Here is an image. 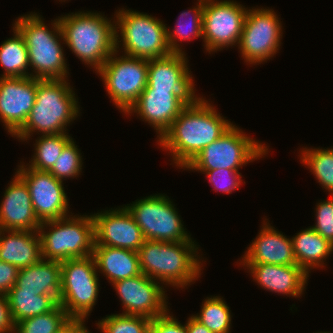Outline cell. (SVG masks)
<instances>
[{
	"label": "cell",
	"instance_id": "1",
	"mask_svg": "<svg viewBox=\"0 0 333 333\" xmlns=\"http://www.w3.org/2000/svg\"><path fill=\"white\" fill-rule=\"evenodd\" d=\"M233 124L216 111L205 98L197 97L157 140L184 169L207 145L220 138Z\"/></svg>",
	"mask_w": 333,
	"mask_h": 333
},
{
	"label": "cell",
	"instance_id": "2",
	"mask_svg": "<svg viewBox=\"0 0 333 333\" xmlns=\"http://www.w3.org/2000/svg\"><path fill=\"white\" fill-rule=\"evenodd\" d=\"M194 242L145 240L138 250L141 272L161 284L186 287L198 279L202 270L199 247Z\"/></svg>",
	"mask_w": 333,
	"mask_h": 333
},
{
	"label": "cell",
	"instance_id": "3",
	"mask_svg": "<svg viewBox=\"0 0 333 333\" xmlns=\"http://www.w3.org/2000/svg\"><path fill=\"white\" fill-rule=\"evenodd\" d=\"M66 79H37L36 99L24 126L14 135L26 141L33 132L67 133V125L79 114L78 100ZM77 100V101H76Z\"/></svg>",
	"mask_w": 333,
	"mask_h": 333
},
{
	"label": "cell",
	"instance_id": "4",
	"mask_svg": "<svg viewBox=\"0 0 333 333\" xmlns=\"http://www.w3.org/2000/svg\"><path fill=\"white\" fill-rule=\"evenodd\" d=\"M100 14L81 11L58 18L63 43L96 72L115 51V21Z\"/></svg>",
	"mask_w": 333,
	"mask_h": 333
},
{
	"label": "cell",
	"instance_id": "5",
	"mask_svg": "<svg viewBox=\"0 0 333 333\" xmlns=\"http://www.w3.org/2000/svg\"><path fill=\"white\" fill-rule=\"evenodd\" d=\"M39 14L30 13L16 19L14 26L23 35L28 48L30 76L37 79H67V62L61 41H64L59 19L52 22V31Z\"/></svg>",
	"mask_w": 333,
	"mask_h": 333
},
{
	"label": "cell",
	"instance_id": "6",
	"mask_svg": "<svg viewBox=\"0 0 333 333\" xmlns=\"http://www.w3.org/2000/svg\"><path fill=\"white\" fill-rule=\"evenodd\" d=\"M115 16V51L119 52L122 45L125 55L148 60L172 53L167 44V26L160 19L123 8Z\"/></svg>",
	"mask_w": 333,
	"mask_h": 333
},
{
	"label": "cell",
	"instance_id": "7",
	"mask_svg": "<svg viewBox=\"0 0 333 333\" xmlns=\"http://www.w3.org/2000/svg\"><path fill=\"white\" fill-rule=\"evenodd\" d=\"M49 227V231L44 229ZM42 259L63 262L93 255L94 221L90 214L41 222L38 229Z\"/></svg>",
	"mask_w": 333,
	"mask_h": 333
},
{
	"label": "cell",
	"instance_id": "8",
	"mask_svg": "<svg viewBox=\"0 0 333 333\" xmlns=\"http://www.w3.org/2000/svg\"><path fill=\"white\" fill-rule=\"evenodd\" d=\"M268 152L265 144L232 125L220 138L203 148L185 168L203 173L222 168L239 171L244 164L260 159Z\"/></svg>",
	"mask_w": 333,
	"mask_h": 333
},
{
	"label": "cell",
	"instance_id": "9",
	"mask_svg": "<svg viewBox=\"0 0 333 333\" xmlns=\"http://www.w3.org/2000/svg\"><path fill=\"white\" fill-rule=\"evenodd\" d=\"M93 255L61 262L59 304L70 318L86 319L99 294V277Z\"/></svg>",
	"mask_w": 333,
	"mask_h": 333
},
{
	"label": "cell",
	"instance_id": "10",
	"mask_svg": "<svg viewBox=\"0 0 333 333\" xmlns=\"http://www.w3.org/2000/svg\"><path fill=\"white\" fill-rule=\"evenodd\" d=\"M116 55L114 51L97 73L113 103L126 113L147 86L148 59Z\"/></svg>",
	"mask_w": 333,
	"mask_h": 333
},
{
	"label": "cell",
	"instance_id": "11",
	"mask_svg": "<svg viewBox=\"0 0 333 333\" xmlns=\"http://www.w3.org/2000/svg\"><path fill=\"white\" fill-rule=\"evenodd\" d=\"M168 196L150 195L125 207L140 227L146 240L193 241L184 229L180 215Z\"/></svg>",
	"mask_w": 333,
	"mask_h": 333
},
{
	"label": "cell",
	"instance_id": "12",
	"mask_svg": "<svg viewBox=\"0 0 333 333\" xmlns=\"http://www.w3.org/2000/svg\"><path fill=\"white\" fill-rule=\"evenodd\" d=\"M273 9L252 8L247 11L238 48L245 62L261 64L277 54L282 25Z\"/></svg>",
	"mask_w": 333,
	"mask_h": 333
},
{
	"label": "cell",
	"instance_id": "13",
	"mask_svg": "<svg viewBox=\"0 0 333 333\" xmlns=\"http://www.w3.org/2000/svg\"><path fill=\"white\" fill-rule=\"evenodd\" d=\"M247 11L233 0H204L202 39L209 54L239 44Z\"/></svg>",
	"mask_w": 333,
	"mask_h": 333
},
{
	"label": "cell",
	"instance_id": "14",
	"mask_svg": "<svg viewBox=\"0 0 333 333\" xmlns=\"http://www.w3.org/2000/svg\"><path fill=\"white\" fill-rule=\"evenodd\" d=\"M197 97L195 91L154 90L147 84L125 114L137 113L143 121L156 129L160 139L182 110Z\"/></svg>",
	"mask_w": 333,
	"mask_h": 333
},
{
	"label": "cell",
	"instance_id": "15",
	"mask_svg": "<svg viewBox=\"0 0 333 333\" xmlns=\"http://www.w3.org/2000/svg\"><path fill=\"white\" fill-rule=\"evenodd\" d=\"M16 174L26 183L36 217L40 222L68 216V198L63 181L50 172L20 165Z\"/></svg>",
	"mask_w": 333,
	"mask_h": 333
},
{
	"label": "cell",
	"instance_id": "16",
	"mask_svg": "<svg viewBox=\"0 0 333 333\" xmlns=\"http://www.w3.org/2000/svg\"><path fill=\"white\" fill-rule=\"evenodd\" d=\"M112 285L122 301L125 310L122 314L154 319L169 310L165 289L160 282L143 273L116 281Z\"/></svg>",
	"mask_w": 333,
	"mask_h": 333
},
{
	"label": "cell",
	"instance_id": "17",
	"mask_svg": "<svg viewBox=\"0 0 333 333\" xmlns=\"http://www.w3.org/2000/svg\"><path fill=\"white\" fill-rule=\"evenodd\" d=\"M94 246H109L138 252L146 240L131 213L124 206L92 214Z\"/></svg>",
	"mask_w": 333,
	"mask_h": 333
},
{
	"label": "cell",
	"instance_id": "18",
	"mask_svg": "<svg viewBox=\"0 0 333 333\" xmlns=\"http://www.w3.org/2000/svg\"><path fill=\"white\" fill-rule=\"evenodd\" d=\"M37 92V78L0 77V119L14 136L25 124Z\"/></svg>",
	"mask_w": 333,
	"mask_h": 333
},
{
	"label": "cell",
	"instance_id": "19",
	"mask_svg": "<svg viewBox=\"0 0 333 333\" xmlns=\"http://www.w3.org/2000/svg\"><path fill=\"white\" fill-rule=\"evenodd\" d=\"M12 180L0 204V229L38 231L41 222L34 213L26 183L16 173Z\"/></svg>",
	"mask_w": 333,
	"mask_h": 333
},
{
	"label": "cell",
	"instance_id": "20",
	"mask_svg": "<svg viewBox=\"0 0 333 333\" xmlns=\"http://www.w3.org/2000/svg\"><path fill=\"white\" fill-rule=\"evenodd\" d=\"M249 269L254 281L264 290L300 297L309 274L299 265H273L265 263H241Z\"/></svg>",
	"mask_w": 333,
	"mask_h": 333
},
{
	"label": "cell",
	"instance_id": "21",
	"mask_svg": "<svg viewBox=\"0 0 333 333\" xmlns=\"http://www.w3.org/2000/svg\"><path fill=\"white\" fill-rule=\"evenodd\" d=\"M242 257L241 263H265L273 265H296L292 239L275 230L269 222L263 226L249 245Z\"/></svg>",
	"mask_w": 333,
	"mask_h": 333
},
{
	"label": "cell",
	"instance_id": "22",
	"mask_svg": "<svg viewBox=\"0 0 333 333\" xmlns=\"http://www.w3.org/2000/svg\"><path fill=\"white\" fill-rule=\"evenodd\" d=\"M185 53L148 60V82L154 90L195 91Z\"/></svg>",
	"mask_w": 333,
	"mask_h": 333
},
{
	"label": "cell",
	"instance_id": "23",
	"mask_svg": "<svg viewBox=\"0 0 333 333\" xmlns=\"http://www.w3.org/2000/svg\"><path fill=\"white\" fill-rule=\"evenodd\" d=\"M5 233H8V235ZM42 259L38 231L0 229V260L18 269L32 266Z\"/></svg>",
	"mask_w": 333,
	"mask_h": 333
},
{
	"label": "cell",
	"instance_id": "24",
	"mask_svg": "<svg viewBox=\"0 0 333 333\" xmlns=\"http://www.w3.org/2000/svg\"><path fill=\"white\" fill-rule=\"evenodd\" d=\"M60 288L61 262L41 259L32 266L19 269L15 286L10 291L51 295L59 302Z\"/></svg>",
	"mask_w": 333,
	"mask_h": 333
},
{
	"label": "cell",
	"instance_id": "25",
	"mask_svg": "<svg viewBox=\"0 0 333 333\" xmlns=\"http://www.w3.org/2000/svg\"><path fill=\"white\" fill-rule=\"evenodd\" d=\"M93 257L97 270L110 283L142 274L138 252L109 246H94Z\"/></svg>",
	"mask_w": 333,
	"mask_h": 333
},
{
	"label": "cell",
	"instance_id": "26",
	"mask_svg": "<svg viewBox=\"0 0 333 333\" xmlns=\"http://www.w3.org/2000/svg\"><path fill=\"white\" fill-rule=\"evenodd\" d=\"M297 265L308 274L311 269L322 267L324 260L333 253V245L311 226L291 238Z\"/></svg>",
	"mask_w": 333,
	"mask_h": 333
},
{
	"label": "cell",
	"instance_id": "27",
	"mask_svg": "<svg viewBox=\"0 0 333 333\" xmlns=\"http://www.w3.org/2000/svg\"><path fill=\"white\" fill-rule=\"evenodd\" d=\"M7 298L14 323L47 313L59 304L51 295L29 291H9Z\"/></svg>",
	"mask_w": 333,
	"mask_h": 333
},
{
	"label": "cell",
	"instance_id": "28",
	"mask_svg": "<svg viewBox=\"0 0 333 333\" xmlns=\"http://www.w3.org/2000/svg\"><path fill=\"white\" fill-rule=\"evenodd\" d=\"M13 37L6 39L0 46V64L4 74L1 77H29L28 48L19 30L13 26Z\"/></svg>",
	"mask_w": 333,
	"mask_h": 333
},
{
	"label": "cell",
	"instance_id": "29",
	"mask_svg": "<svg viewBox=\"0 0 333 333\" xmlns=\"http://www.w3.org/2000/svg\"><path fill=\"white\" fill-rule=\"evenodd\" d=\"M197 6L193 9L183 11L177 20L175 28L172 30H168L167 28V44L172 53H184L182 51L179 43L177 41L183 40H193L197 38L203 37V6L204 0H198ZM191 15L188 22H181V19L184 20V17L187 19L188 16ZM185 21V20H184ZM178 43V44H177Z\"/></svg>",
	"mask_w": 333,
	"mask_h": 333
},
{
	"label": "cell",
	"instance_id": "30",
	"mask_svg": "<svg viewBox=\"0 0 333 333\" xmlns=\"http://www.w3.org/2000/svg\"><path fill=\"white\" fill-rule=\"evenodd\" d=\"M72 140L68 133L41 135L35 142L34 155L28 168L49 172L62 153L64 147Z\"/></svg>",
	"mask_w": 333,
	"mask_h": 333
},
{
	"label": "cell",
	"instance_id": "31",
	"mask_svg": "<svg viewBox=\"0 0 333 333\" xmlns=\"http://www.w3.org/2000/svg\"><path fill=\"white\" fill-rule=\"evenodd\" d=\"M301 161L308 166L312 174L324 189L333 195V148H303Z\"/></svg>",
	"mask_w": 333,
	"mask_h": 333
},
{
	"label": "cell",
	"instance_id": "32",
	"mask_svg": "<svg viewBox=\"0 0 333 333\" xmlns=\"http://www.w3.org/2000/svg\"><path fill=\"white\" fill-rule=\"evenodd\" d=\"M230 308L220 296L207 297L197 315H192L213 333H229L231 329Z\"/></svg>",
	"mask_w": 333,
	"mask_h": 333
},
{
	"label": "cell",
	"instance_id": "33",
	"mask_svg": "<svg viewBox=\"0 0 333 333\" xmlns=\"http://www.w3.org/2000/svg\"><path fill=\"white\" fill-rule=\"evenodd\" d=\"M70 319L58 304L53 310L15 323L14 333H57Z\"/></svg>",
	"mask_w": 333,
	"mask_h": 333
},
{
	"label": "cell",
	"instance_id": "34",
	"mask_svg": "<svg viewBox=\"0 0 333 333\" xmlns=\"http://www.w3.org/2000/svg\"><path fill=\"white\" fill-rule=\"evenodd\" d=\"M151 319L144 316L112 314L98 321L102 333H148Z\"/></svg>",
	"mask_w": 333,
	"mask_h": 333
},
{
	"label": "cell",
	"instance_id": "35",
	"mask_svg": "<svg viewBox=\"0 0 333 333\" xmlns=\"http://www.w3.org/2000/svg\"><path fill=\"white\" fill-rule=\"evenodd\" d=\"M78 147L72 139L63 149L56 163L49 171L56 179L76 178L82 171V158Z\"/></svg>",
	"mask_w": 333,
	"mask_h": 333
},
{
	"label": "cell",
	"instance_id": "36",
	"mask_svg": "<svg viewBox=\"0 0 333 333\" xmlns=\"http://www.w3.org/2000/svg\"><path fill=\"white\" fill-rule=\"evenodd\" d=\"M204 174H207V178L217 192L231 194L232 191L239 189L242 183L241 173L232 169L209 170Z\"/></svg>",
	"mask_w": 333,
	"mask_h": 333
},
{
	"label": "cell",
	"instance_id": "37",
	"mask_svg": "<svg viewBox=\"0 0 333 333\" xmlns=\"http://www.w3.org/2000/svg\"><path fill=\"white\" fill-rule=\"evenodd\" d=\"M330 200L320 201L316 209V223L311 226L333 245V195Z\"/></svg>",
	"mask_w": 333,
	"mask_h": 333
},
{
	"label": "cell",
	"instance_id": "38",
	"mask_svg": "<svg viewBox=\"0 0 333 333\" xmlns=\"http://www.w3.org/2000/svg\"><path fill=\"white\" fill-rule=\"evenodd\" d=\"M169 311L151 319L148 333H188L186 324L182 325Z\"/></svg>",
	"mask_w": 333,
	"mask_h": 333
},
{
	"label": "cell",
	"instance_id": "39",
	"mask_svg": "<svg viewBox=\"0 0 333 333\" xmlns=\"http://www.w3.org/2000/svg\"><path fill=\"white\" fill-rule=\"evenodd\" d=\"M19 269L0 260V293L7 294L15 286Z\"/></svg>",
	"mask_w": 333,
	"mask_h": 333
},
{
	"label": "cell",
	"instance_id": "40",
	"mask_svg": "<svg viewBox=\"0 0 333 333\" xmlns=\"http://www.w3.org/2000/svg\"><path fill=\"white\" fill-rule=\"evenodd\" d=\"M14 327L7 294L0 293V333H14Z\"/></svg>",
	"mask_w": 333,
	"mask_h": 333
},
{
	"label": "cell",
	"instance_id": "41",
	"mask_svg": "<svg viewBox=\"0 0 333 333\" xmlns=\"http://www.w3.org/2000/svg\"><path fill=\"white\" fill-rule=\"evenodd\" d=\"M84 322L85 319L70 318L57 333H90Z\"/></svg>",
	"mask_w": 333,
	"mask_h": 333
},
{
	"label": "cell",
	"instance_id": "42",
	"mask_svg": "<svg viewBox=\"0 0 333 333\" xmlns=\"http://www.w3.org/2000/svg\"><path fill=\"white\" fill-rule=\"evenodd\" d=\"M188 333H213L207 329L203 324L197 321L193 316H190L186 322Z\"/></svg>",
	"mask_w": 333,
	"mask_h": 333
}]
</instances>
